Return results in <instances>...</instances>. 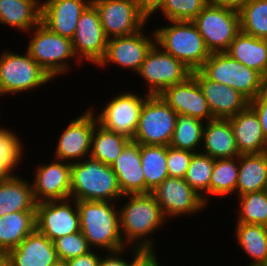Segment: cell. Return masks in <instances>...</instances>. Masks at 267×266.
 Masks as SVG:
<instances>
[{
    "instance_id": "obj_42",
    "label": "cell",
    "mask_w": 267,
    "mask_h": 266,
    "mask_svg": "<svg viewBox=\"0 0 267 266\" xmlns=\"http://www.w3.org/2000/svg\"><path fill=\"white\" fill-rule=\"evenodd\" d=\"M193 152L167 146V170L169 177L184 178Z\"/></svg>"
},
{
    "instance_id": "obj_3",
    "label": "cell",
    "mask_w": 267,
    "mask_h": 266,
    "mask_svg": "<svg viewBox=\"0 0 267 266\" xmlns=\"http://www.w3.org/2000/svg\"><path fill=\"white\" fill-rule=\"evenodd\" d=\"M122 197L111 166L90 157L71 164V199L118 202Z\"/></svg>"
},
{
    "instance_id": "obj_18",
    "label": "cell",
    "mask_w": 267,
    "mask_h": 266,
    "mask_svg": "<svg viewBox=\"0 0 267 266\" xmlns=\"http://www.w3.org/2000/svg\"><path fill=\"white\" fill-rule=\"evenodd\" d=\"M53 160L39 164L33 173L31 184L36 203L70 198L71 163Z\"/></svg>"
},
{
    "instance_id": "obj_37",
    "label": "cell",
    "mask_w": 267,
    "mask_h": 266,
    "mask_svg": "<svg viewBox=\"0 0 267 266\" xmlns=\"http://www.w3.org/2000/svg\"><path fill=\"white\" fill-rule=\"evenodd\" d=\"M238 12L242 32L267 40V0H249Z\"/></svg>"
},
{
    "instance_id": "obj_27",
    "label": "cell",
    "mask_w": 267,
    "mask_h": 266,
    "mask_svg": "<svg viewBox=\"0 0 267 266\" xmlns=\"http://www.w3.org/2000/svg\"><path fill=\"white\" fill-rule=\"evenodd\" d=\"M232 58L259 72L267 80V40L240 31L226 51Z\"/></svg>"
},
{
    "instance_id": "obj_33",
    "label": "cell",
    "mask_w": 267,
    "mask_h": 266,
    "mask_svg": "<svg viewBox=\"0 0 267 266\" xmlns=\"http://www.w3.org/2000/svg\"><path fill=\"white\" fill-rule=\"evenodd\" d=\"M141 167L145 178V194L151 193L168 176L167 146L140 144Z\"/></svg>"
},
{
    "instance_id": "obj_20",
    "label": "cell",
    "mask_w": 267,
    "mask_h": 266,
    "mask_svg": "<svg viewBox=\"0 0 267 266\" xmlns=\"http://www.w3.org/2000/svg\"><path fill=\"white\" fill-rule=\"evenodd\" d=\"M214 118L227 119L244 110L249 100L235 88L211 81L200 70L192 71Z\"/></svg>"
},
{
    "instance_id": "obj_38",
    "label": "cell",
    "mask_w": 267,
    "mask_h": 266,
    "mask_svg": "<svg viewBox=\"0 0 267 266\" xmlns=\"http://www.w3.org/2000/svg\"><path fill=\"white\" fill-rule=\"evenodd\" d=\"M236 209V223L259 224L267 226V190L240 195Z\"/></svg>"
},
{
    "instance_id": "obj_50",
    "label": "cell",
    "mask_w": 267,
    "mask_h": 266,
    "mask_svg": "<svg viewBox=\"0 0 267 266\" xmlns=\"http://www.w3.org/2000/svg\"><path fill=\"white\" fill-rule=\"evenodd\" d=\"M10 175L0 166V180H3Z\"/></svg>"
},
{
    "instance_id": "obj_22",
    "label": "cell",
    "mask_w": 267,
    "mask_h": 266,
    "mask_svg": "<svg viewBox=\"0 0 267 266\" xmlns=\"http://www.w3.org/2000/svg\"><path fill=\"white\" fill-rule=\"evenodd\" d=\"M4 257L11 266H53L59 261L54 242L36 229Z\"/></svg>"
},
{
    "instance_id": "obj_34",
    "label": "cell",
    "mask_w": 267,
    "mask_h": 266,
    "mask_svg": "<svg viewBox=\"0 0 267 266\" xmlns=\"http://www.w3.org/2000/svg\"><path fill=\"white\" fill-rule=\"evenodd\" d=\"M239 172V156L234 158L215 159L209 184V195L227 197L236 195V184Z\"/></svg>"
},
{
    "instance_id": "obj_4",
    "label": "cell",
    "mask_w": 267,
    "mask_h": 266,
    "mask_svg": "<svg viewBox=\"0 0 267 266\" xmlns=\"http://www.w3.org/2000/svg\"><path fill=\"white\" fill-rule=\"evenodd\" d=\"M155 28L156 44L181 61L191 71L200 70L210 56L204 40L193 21H168Z\"/></svg>"
},
{
    "instance_id": "obj_16",
    "label": "cell",
    "mask_w": 267,
    "mask_h": 266,
    "mask_svg": "<svg viewBox=\"0 0 267 266\" xmlns=\"http://www.w3.org/2000/svg\"><path fill=\"white\" fill-rule=\"evenodd\" d=\"M108 38L104 34L96 7L90 3L76 25L72 46L77 59L97 66L104 58ZM87 60V61H86Z\"/></svg>"
},
{
    "instance_id": "obj_47",
    "label": "cell",
    "mask_w": 267,
    "mask_h": 266,
    "mask_svg": "<svg viewBox=\"0 0 267 266\" xmlns=\"http://www.w3.org/2000/svg\"><path fill=\"white\" fill-rule=\"evenodd\" d=\"M249 0H209L215 6L224 7L239 11Z\"/></svg>"
},
{
    "instance_id": "obj_2",
    "label": "cell",
    "mask_w": 267,
    "mask_h": 266,
    "mask_svg": "<svg viewBox=\"0 0 267 266\" xmlns=\"http://www.w3.org/2000/svg\"><path fill=\"white\" fill-rule=\"evenodd\" d=\"M78 200L80 229L94 250L112 252L128 248L120 231L119 203ZM95 247V248H94Z\"/></svg>"
},
{
    "instance_id": "obj_26",
    "label": "cell",
    "mask_w": 267,
    "mask_h": 266,
    "mask_svg": "<svg viewBox=\"0 0 267 266\" xmlns=\"http://www.w3.org/2000/svg\"><path fill=\"white\" fill-rule=\"evenodd\" d=\"M36 204L31 179L29 182L17 173L0 180V217L12 212L35 211Z\"/></svg>"
},
{
    "instance_id": "obj_10",
    "label": "cell",
    "mask_w": 267,
    "mask_h": 266,
    "mask_svg": "<svg viewBox=\"0 0 267 266\" xmlns=\"http://www.w3.org/2000/svg\"><path fill=\"white\" fill-rule=\"evenodd\" d=\"M192 71L181 61L154 44L137 74L143 78L149 95H160L171 85L185 81Z\"/></svg>"
},
{
    "instance_id": "obj_29",
    "label": "cell",
    "mask_w": 267,
    "mask_h": 266,
    "mask_svg": "<svg viewBox=\"0 0 267 266\" xmlns=\"http://www.w3.org/2000/svg\"><path fill=\"white\" fill-rule=\"evenodd\" d=\"M267 190V152L239 155L236 195Z\"/></svg>"
},
{
    "instance_id": "obj_32",
    "label": "cell",
    "mask_w": 267,
    "mask_h": 266,
    "mask_svg": "<svg viewBox=\"0 0 267 266\" xmlns=\"http://www.w3.org/2000/svg\"><path fill=\"white\" fill-rule=\"evenodd\" d=\"M130 140L127 136L110 131L97 122L89 157L111 166Z\"/></svg>"
},
{
    "instance_id": "obj_21",
    "label": "cell",
    "mask_w": 267,
    "mask_h": 266,
    "mask_svg": "<svg viewBox=\"0 0 267 266\" xmlns=\"http://www.w3.org/2000/svg\"><path fill=\"white\" fill-rule=\"evenodd\" d=\"M90 3L91 0H41V23L72 40L79 18Z\"/></svg>"
},
{
    "instance_id": "obj_36",
    "label": "cell",
    "mask_w": 267,
    "mask_h": 266,
    "mask_svg": "<svg viewBox=\"0 0 267 266\" xmlns=\"http://www.w3.org/2000/svg\"><path fill=\"white\" fill-rule=\"evenodd\" d=\"M215 159L200 152L193 153L190 165L184 176L185 181L199 195H201L208 204L209 184L213 171ZM207 194V195H206Z\"/></svg>"
},
{
    "instance_id": "obj_14",
    "label": "cell",
    "mask_w": 267,
    "mask_h": 266,
    "mask_svg": "<svg viewBox=\"0 0 267 266\" xmlns=\"http://www.w3.org/2000/svg\"><path fill=\"white\" fill-rule=\"evenodd\" d=\"M150 95L144 93V97L136 92L118 93L108 100L102 111L96 115L98 123L104 128L123 134L133 139L138 126L140 113L145 100Z\"/></svg>"
},
{
    "instance_id": "obj_30",
    "label": "cell",
    "mask_w": 267,
    "mask_h": 266,
    "mask_svg": "<svg viewBox=\"0 0 267 266\" xmlns=\"http://www.w3.org/2000/svg\"><path fill=\"white\" fill-rule=\"evenodd\" d=\"M36 229L35 211L12 212L0 217V255L17 247Z\"/></svg>"
},
{
    "instance_id": "obj_28",
    "label": "cell",
    "mask_w": 267,
    "mask_h": 266,
    "mask_svg": "<svg viewBox=\"0 0 267 266\" xmlns=\"http://www.w3.org/2000/svg\"><path fill=\"white\" fill-rule=\"evenodd\" d=\"M41 22L40 0H0V24L24 33Z\"/></svg>"
},
{
    "instance_id": "obj_11",
    "label": "cell",
    "mask_w": 267,
    "mask_h": 266,
    "mask_svg": "<svg viewBox=\"0 0 267 266\" xmlns=\"http://www.w3.org/2000/svg\"><path fill=\"white\" fill-rule=\"evenodd\" d=\"M151 194L160 205L166 220L187 215H195L208 205L184 178L167 177ZM189 214V215H188Z\"/></svg>"
},
{
    "instance_id": "obj_40",
    "label": "cell",
    "mask_w": 267,
    "mask_h": 266,
    "mask_svg": "<svg viewBox=\"0 0 267 266\" xmlns=\"http://www.w3.org/2000/svg\"><path fill=\"white\" fill-rule=\"evenodd\" d=\"M209 3V0H165L160 11L168 21H192Z\"/></svg>"
},
{
    "instance_id": "obj_8",
    "label": "cell",
    "mask_w": 267,
    "mask_h": 266,
    "mask_svg": "<svg viewBox=\"0 0 267 266\" xmlns=\"http://www.w3.org/2000/svg\"><path fill=\"white\" fill-rule=\"evenodd\" d=\"M177 115L160 95H150L142 106L132 140L142 145L169 146Z\"/></svg>"
},
{
    "instance_id": "obj_5",
    "label": "cell",
    "mask_w": 267,
    "mask_h": 266,
    "mask_svg": "<svg viewBox=\"0 0 267 266\" xmlns=\"http://www.w3.org/2000/svg\"><path fill=\"white\" fill-rule=\"evenodd\" d=\"M28 33H32V37L26 50L52 79L66 75L72 66L70 59H75L77 65H82L76 59L72 40L50 31L41 22Z\"/></svg>"
},
{
    "instance_id": "obj_46",
    "label": "cell",
    "mask_w": 267,
    "mask_h": 266,
    "mask_svg": "<svg viewBox=\"0 0 267 266\" xmlns=\"http://www.w3.org/2000/svg\"><path fill=\"white\" fill-rule=\"evenodd\" d=\"M140 12L150 20L163 6L165 0H134Z\"/></svg>"
},
{
    "instance_id": "obj_7",
    "label": "cell",
    "mask_w": 267,
    "mask_h": 266,
    "mask_svg": "<svg viewBox=\"0 0 267 266\" xmlns=\"http://www.w3.org/2000/svg\"><path fill=\"white\" fill-rule=\"evenodd\" d=\"M11 50L0 54V97L20 94L45 86L53 80L49 74L26 52Z\"/></svg>"
},
{
    "instance_id": "obj_17",
    "label": "cell",
    "mask_w": 267,
    "mask_h": 266,
    "mask_svg": "<svg viewBox=\"0 0 267 266\" xmlns=\"http://www.w3.org/2000/svg\"><path fill=\"white\" fill-rule=\"evenodd\" d=\"M144 29L130 36L112 37L107 41L104 58L97 65L104 68L111 63L137 73L152 46L156 43L155 31L147 36Z\"/></svg>"
},
{
    "instance_id": "obj_1",
    "label": "cell",
    "mask_w": 267,
    "mask_h": 266,
    "mask_svg": "<svg viewBox=\"0 0 267 266\" xmlns=\"http://www.w3.org/2000/svg\"><path fill=\"white\" fill-rule=\"evenodd\" d=\"M122 199H127L119 208L124 244L131 249L136 247L147 253H155L156 242L149 237L167 223L160 205L151 193L126 194Z\"/></svg>"
},
{
    "instance_id": "obj_24",
    "label": "cell",
    "mask_w": 267,
    "mask_h": 266,
    "mask_svg": "<svg viewBox=\"0 0 267 266\" xmlns=\"http://www.w3.org/2000/svg\"><path fill=\"white\" fill-rule=\"evenodd\" d=\"M227 119L231 124L240 155L267 152V139L255 111L249 105Z\"/></svg>"
},
{
    "instance_id": "obj_48",
    "label": "cell",
    "mask_w": 267,
    "mask_h": 266,
    "mask_svg": "<svg viewBox=\"0 0 267 266\" xmlns=\"http://www.w3.org/2000/svg\"><path fill=\"white\" fill-rule=\"evenodd\" d=\"M137 266H161L156 253H148Z\"/></svg>"
},
{
    "instance_id": "obj_41",
    "label": "cell",
    "mask_w": 267,
    "mask_h": 266,
    "mask_svg": "<svg viewBox=\"0 0 267 266\" xmlns=\"http://www.w3.org/2000/svg\"><path fill=\"white\" fill-rule=\"evenodd\" d=\"M59 261H67L72 258L87 254L92 249L82 231L68 234L54 241Z\"/></svg>"
},
{
    "instance_id": "obj_31",
    "label": "cell",
    "mask_w": 267,
    "mask_h": 266,
    "mask_svg": "<svg viewBox=\"0 0 267 266\" xmlns=\"http://www.w3.org/2000/svg\"><path fill=\"white\" fill-rule=\"evenodd\" d=\"M235 240L252 260L247 266H267V226L236 223Z\"/></svg>"
},
{
    "instance_id": "obj_23",
    "label": "cell",
    "mask_w": 267,
    "mask_h": 266,
    "mask_svg": "<svg viewBox=\"0 0 267 266\" xmlns=\"http://www.w3.org/2000/svg\"><path fill=\"white\" fill-rule=\"evenodd\" d=\"M122 195L145 194V178L141 167L140 143L130 140L111 165Z\"/></svg>"
},
{
    "instance_id": "obj_13",
    "label": "cell",
    "mask_w": 267,
    "mask_h": 266,
    "mask_svg": "<svg viewBox=\"0 0 267 266\" xmlns=\"http://www.w3.org/2000/svg\"><path fill=\"white\" fill-rule=\"evenodd\" d=\"M36 230L55 241L80 229V216L75 199L40 202L35 210Z\"/></svg>"
},
{
    "instance_id": "obj_35",
    "label": "cell",
    "mask_w": 267,
    "mask_h": 266,
    "mask_svg": "<svg viewBox=\"0 0 267 266\" xmlns=\"http://www.w3.org/2000/svg\"><path fill=\"white\" fill-rule=\"evenodd\" d=\"M205 122L187 115L178 114L173 137L169 146L191 151L200 152Z\"/></svg>"
},
{
    "instance_id": "obj_19",
    "label": "cell",
    "mask_w": 267,
    "mask_h": 266,
    "mask_svg": "<svg viewBox=\"0 0 267 266\" xmlns=\"http://www.w3.org/2000/svg\"><path fill=\"white\" fill-rule=\"evenodd\" d=\"M160 96L177 114L204 122L215 119L197 80L192 75L185 81L166 88Z\"/></svg>"
},
{
    "instance_id": "obj_6",
    "label": "cell",
    "mask_w": 267,
    "mask_h": 266,
    "mask_svg": "<svg viewBox=\"0 0 267 266\" xmlns=\"http://www.w3.org/2000/svg\"><path fill=\"white\" fill-rule=\"evenodd\" d=\"M200 71L211 81L235 88L249 101L267 85L256 70L246 67L226 52L211 53Z\"/></svg>"
},
{
    "instance_id": "obj_9",
    "label": "cell",
    "mask_w": 267,
    "mask_h": 266,
    "mask_svg": "<svg viewBox=\"0 0 267 266\" xmlns=\"http://www.w3.org/2000/svg\"><path fill=\"white\" fill-rule=\"evenodd\" d=\"M192 21L210 53L226 52L241 31L238 11L210 3Z\"/></svg>"
},
{
    "instance_id": "obj_43",
    "label": "cell",
    "mask_w": 267,
    "mask_h": 266,
    "mask_svg": "<svg viewBox=\"0 0 267 266\" xmlns=\"http://www.w3.org/2000/svg\"><path fill=\"white\" fill-rule=\"evenodd\" d=\"M127 248L107 252L101 255L98 266H137L139 262L148 254L145 250L133 247L129 252L133 255L129 261L124 259L123 254ZM123 253V254H122Z\"/></svg>"
},
{
    "instance_id": "obj_44",
    "label": "cell",
    "mask_w": 267,
    "mask_h": 266,
    "mask_svg": "<svg viewBox=\"0 0 267 266\" xmlns=\"http://www.w3.org/2000/svg\"><path fill=\"white\" fill-rule=\"evenodd\" d=\"M249 106L255 111L264 136L267 139V85L249 101Z\"/></svg>"
},
{
    "instance_id": "obj_45",
    "label": "cell",
    "mask_w": 267,
    "mask_h": 266,
    "mask_svg": "<svg viewBox=\"0 0 267 266\" xmlns=\"http://www.w3.org/2000/svg\"><path fill=\"white\" fill-rule=\"evenodd\" d=\"M94 249L89 251L87 254L72 258L66 261L67 266H98L100 261V255Z\"/></svg>"
},
{
    "instance_id": "obj_39",
    "label": "cell",
    "mask_w": 267,
    "mask_h": 266,
    "mask_svg": "<svg viewBox=\"0 0 267 266\" xmlns=\"http://www.w3.org/2000/svg\"><path fill=\"white\" fill-rule=\"evenodd\" d=\"M19 138L16 132L0 125V166L9 175H16L13 170L20 165L24 155L23 141Z\"/></svg>"
},
{
    "instance_id": "obj_25",
    "label": "cell",
    "mask_w": 267,
    "mask_h": 266,
    "mask_svg": "<svg viewBox=\"0 0 267 266\" xmlns=\"http://www.w3.org/2000/svg\"><path fill=\"white\" fill-rule=\"evenodd\" d=\"M201 148L202 153L213 159L234 158L240 155L228 119L215 118L205 122Z\"/></svg>"
},
{
    "instance_id": "obj_12",
    "label": "cell",
    "mask_w": 267,
    "mask_h": 266,
    "mask_svg": "<svg viewBox=\"0 0 267 266\" xmlns=\"http://www.w3.org/2000/svg\"><path fill=\"white\" fill-rule=\"evenodd\" d=\"M91 3L99 13L108 39L133 35L144 29L148 23L134 0H91Z\"/></svg>"
},
{
    "instance_id": "obj_51",
    "label": "cell",
    "mask_w": 267,
    "mask_h": 266,
    "mask_svg": "<svg viewBox=\"0 0 267 266\" xmlns=\"http://www.w3.org/2000/svg\"><path fill=\"white\" fill-rule=\"evenodd\" d=\"M53 266H67V263L65 261H58L56 264Z\"/></svg>"
},
{
    "instance_id": "obj_49",
    "label": "cell",
    "mask_w": 267,
    "mask_h": 266,
    "mask_svg": "<svg viewBox=\"0 0 267 266\" xmlns=\"http://www.w3.org/2000/svg\"><path fill=\"white\" fill-rule=\"evenodd\" d=\"M0 266H11V264L4 256L0 255Z\"/></svg>"
},
{
    "instance_id": "obj_15",
    "label": "cell",
    "mask_w": 267,
    "mask_h": 266,
    "mask_svg": "<svg viewBox=\"0 0 267 266\" xmlns=\"http://www.w3.org/2000/svg\"><path fill=\"white\" fill-rule=\"evenodd\" d=\"M95 112L93 106L70 120L57 141L55 159L72 164L90 156L93 131L98 122Z\"/></svg>"
}]
</instances>
